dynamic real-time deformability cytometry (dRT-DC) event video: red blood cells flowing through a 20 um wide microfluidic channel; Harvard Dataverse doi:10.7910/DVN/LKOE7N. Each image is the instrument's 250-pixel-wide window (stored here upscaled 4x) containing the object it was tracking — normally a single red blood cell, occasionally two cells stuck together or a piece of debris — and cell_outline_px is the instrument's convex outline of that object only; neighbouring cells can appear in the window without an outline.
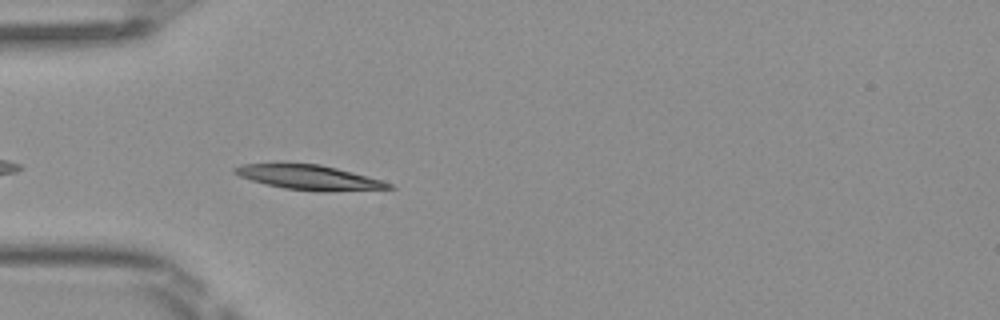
{"species": "Egyptian fruit bat (a non-hibernating species)", "species_latin": "Rousettus aegyptiacus", "temperature_condition": "room temperature", "stored_images_in_passage": 4, "camera_frame_rate_fps": 3000, "um_per_image_px": 0.085, "frame": {"image": 1, "passage_image": 4, "time_ms": 1.0, "image_size_px": [1000, 320], "cell_outline_px": [[396, 188], [316, 192], [284, 188], [252, 180], [240, 176], [232, 172], [232, 168], [240, 164], [320, 164], [352, 172], [380, 180], [392, 184]], "centroid_in_image_um": [26.26, 15.09], "position_along_channel_um": 58.7, "area_um2": 21.79}}